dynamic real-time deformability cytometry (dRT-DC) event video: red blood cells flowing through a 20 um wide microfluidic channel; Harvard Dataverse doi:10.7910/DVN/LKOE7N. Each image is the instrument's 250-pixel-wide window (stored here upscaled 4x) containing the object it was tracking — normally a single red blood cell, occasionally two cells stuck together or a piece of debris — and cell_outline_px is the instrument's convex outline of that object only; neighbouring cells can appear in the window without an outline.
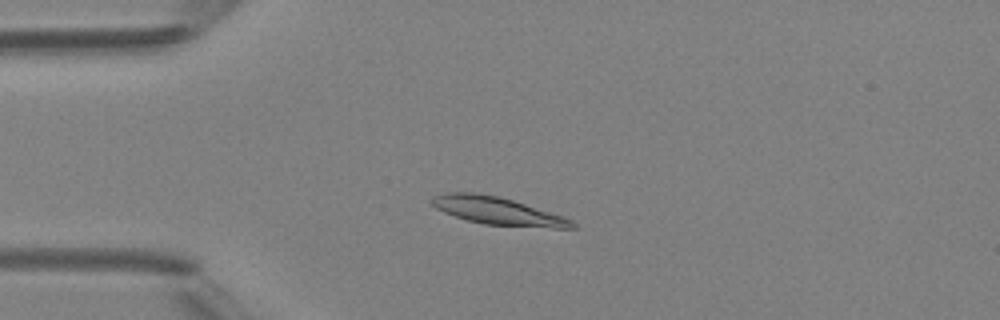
{"species": "Egyptian fruit bat (a non-hibernating species)", "species_latin": "Rousettus aegyptiacus", "temperature_condition": "room temperature", "stored_images_in_passage": 6, "camera_frame_rate_fps": 3000, "um_per_image_px": 0.085, "animal": {"sex": "female"}, "frame": {"image": 1, "passage_image": 4, "time_ms": 3.333, "image_size_px": [1000, 320], "cell_outline_px": [[576, 228], [552, 228], [484, 224], [468, 220], [444, 212], [436, 208], [428, 200], [432, 196], [448, 192], [476, 192], [496, 196], [512, 200], [564, 216], [572, 220], [576, 224]], "centroid_in_image_um": [42.29, 17.92], "position_along_channel_um": 42.7, "area_um2": 22.54}}
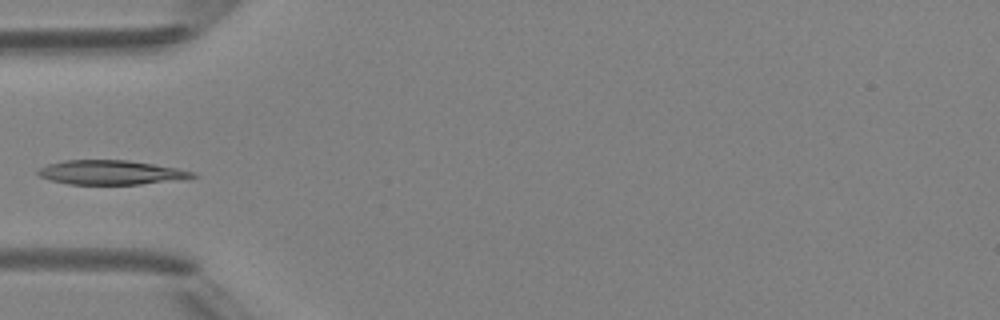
{"frame": {"image": 2, "passage_image": 5, "time_ms": 4.667, "image_size_px": [1000, 320], "cell_outline_px": [[200, 176], [140, 184], [68, 184], [52, 180], [40, 176], [36, 172], [40, 168], [48, 164], [64, 160], [128, 160], [180, 168], [196, 172]], "centroid_in_image_um": [9.44, 14.64], "position_along_channel_um": 75.6, "area_um2": 21.73}}
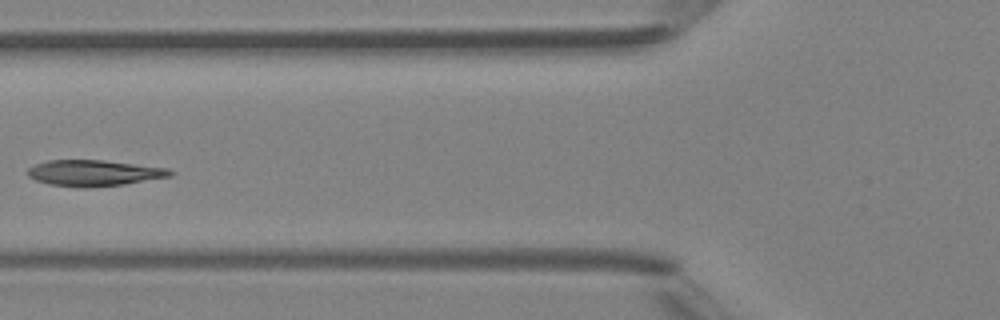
{"frame": {"image": 3, "passage_image": 6, "time_ms": 5.667, "image_size_px": [1000, 320], "cell_outline_px": [[176, 172], [172, 176], [124, 184], [84, 188], [48, 184], [36, 180], [28, 176], [28, 168], [36, 164], [48, 160], [104, 160], [168, 168]], "centroid_in_image_um": [8.01, 14.7], "position_along_channel_um": 117.8, "area_um2": 21.62}}